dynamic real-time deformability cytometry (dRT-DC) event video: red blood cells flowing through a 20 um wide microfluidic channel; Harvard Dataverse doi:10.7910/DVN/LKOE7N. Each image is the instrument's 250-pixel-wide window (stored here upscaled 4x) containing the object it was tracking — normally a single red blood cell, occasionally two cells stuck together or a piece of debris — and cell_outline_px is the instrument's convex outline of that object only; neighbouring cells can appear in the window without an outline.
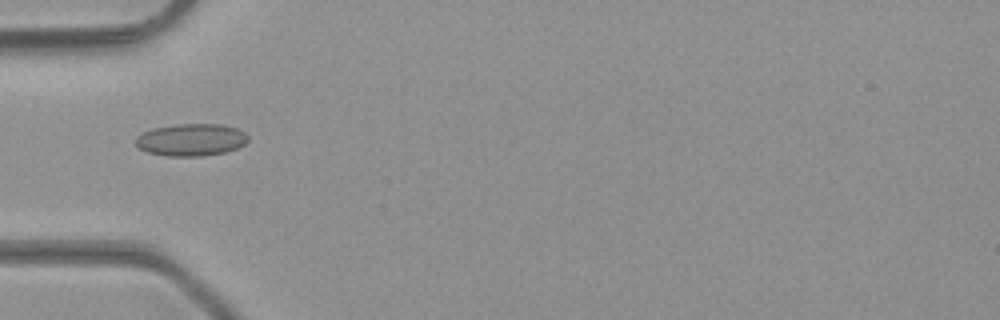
{"species": "common noctule bat (a hibernating species)", "species_latin": "Nyctalus noctula", "temperature_condition": "room temperature", "stored_images_in_passage": 4, "camera_frame_rate_fps": 3000, "um_per_image_px": 0.085, "animal": {"sex": "male", "body_mass_g": 23.1, "forearm_length_mm": 52.7}, "frame": {"image": 1, "passage_image": 3, "time_ms": 0.667, "image_size_px": [1000, 320], "cell_outline_px": [[248, 140], [244, 144], [236, 148], [224, 152], [204, 156], [168, 156], [148, 152], [140, 148], [136, 144], [136, 136], [152, 128], [176, 124], [220, 124], [236, 128], [244, 132], [248, 136]], "centroid_in_image_um": [16.24, 11.88], "position_along_channel_um": 68.8, "area_um2": 21.04}}
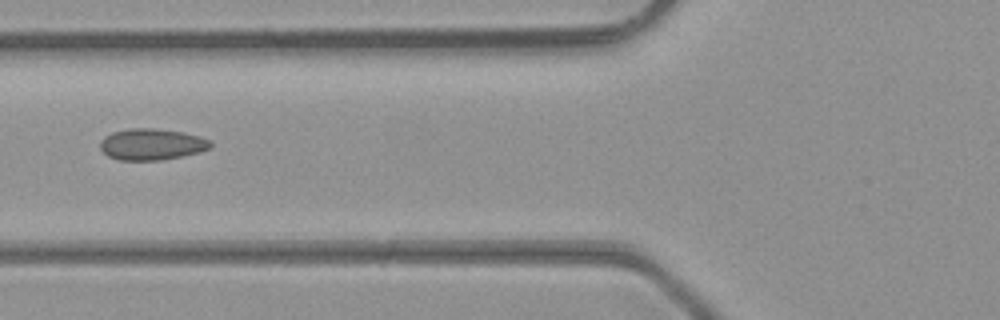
{"frame": {"image": 2, "passage_image": 4, "time_ms": 1.0, "image_size_px": [1000, 320], "cell_outline_px": [[212, 148], [200, 152], [160, 160], [120, 160], [108, 156], [100, 148], [100, 140], [104, 136], [112, 132], [132, 128], [152, 128], [184, 132], [200, 136], [208, 140], [212, 144]], "centroid_in_image_um": [12.89, 12.26], "position_along_channel_um": 112.9, "area_um2": 20.17}}